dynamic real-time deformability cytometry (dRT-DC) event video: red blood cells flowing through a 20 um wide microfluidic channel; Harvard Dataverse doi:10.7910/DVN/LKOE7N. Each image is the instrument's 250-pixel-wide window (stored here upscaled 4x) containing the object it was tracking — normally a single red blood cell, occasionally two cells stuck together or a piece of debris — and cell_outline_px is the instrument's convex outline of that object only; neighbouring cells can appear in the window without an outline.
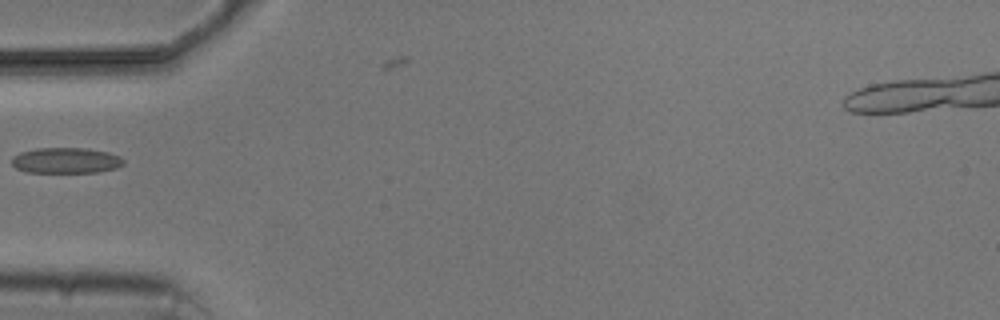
{"species": "common noctule bat (a hibernating species)", "species_latin": "Nyctalus noctula", "temperature_condition": "cold", "stored_images_in_passage": 4, "camera_frame_rate_fps": 3000, "um_per_image_px": 0.085, "animal": {"sex": "male", "body_mass_g": 20.5, "forearm_length_mm": 52.5}, "frame": {"image": 1, "passage_image": 2, "time_ms": 2.333, "image_size_px": [1000, 320], "cell_outline_px": [[124, 164], [116, 168], [100, 172], [28, 172], [16, 168], [12, 164], [12, 156], [20, 152], [36, 148], [88, 148], [108, 152], [120, 156], [124, 160]], "centroid_in_image_um": [5.62, 13.63], "position_along_channel_um": 79.4, "area_um2": 16.82}}
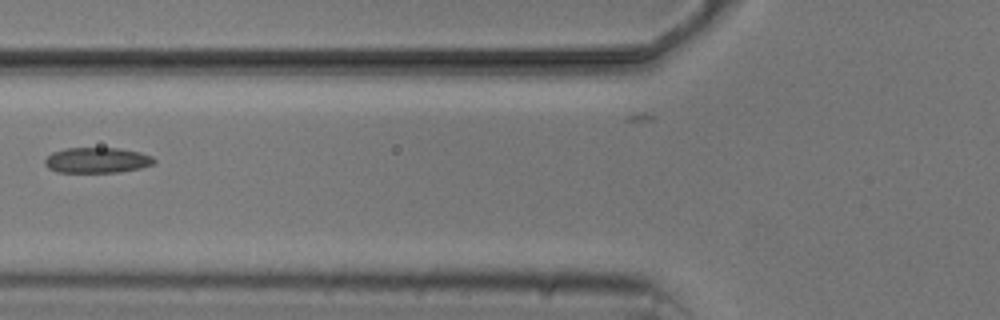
{"frame": {"image": 2, "passage_image": 3, "time_ms": 3.333, "image_size_px": [1000, 320], "cell_outline_px": [[156, 160], [152, 164], [140, 168], [120, 172], [56, 172], [48, 168], [44, 164], [44, 160], [52, 152], [64, 148], [120, 148], [140, 152], [152, 156]], "centroid_in_image_um": [8.23, 13.61], "position_along_channel_um": 117.6, "area_um2": 16.3}}